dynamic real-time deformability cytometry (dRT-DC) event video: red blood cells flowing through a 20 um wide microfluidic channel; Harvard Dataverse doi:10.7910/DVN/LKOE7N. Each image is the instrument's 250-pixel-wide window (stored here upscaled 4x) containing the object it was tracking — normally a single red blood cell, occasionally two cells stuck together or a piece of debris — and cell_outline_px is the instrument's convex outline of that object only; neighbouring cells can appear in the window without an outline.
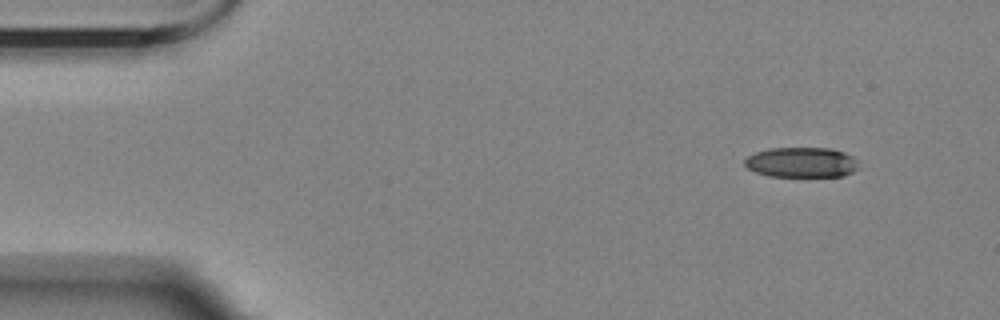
{"species": "Egyptian fruit bat (a non-hibernating species)", "species_latin": "Rousettus aegyptiacus", "temperature_condition": "room temperature", "stored_images_in_passage": 5, "camera_frame_rate_fps": 3000, "um_per_image_px": 0.085, "animal": {"sex": "female"}, "frame": {"image": 1, "passage_image": 1, "time_ms": 0.0, "image_size_px": [1000, 320], "cell_outline_px": [[856, 168], [852, 172], [844, 176], [768, 176], [756, 172], [748, 168], [744, 164], [744, 160], [748, 156], [756, 152], [768, 148], [832, 148], [844, 152], [852, 156], [856, 160]], "centroid_in_image_um": [68.1, 13.79], "position_along_channel_um": 16.9, "area_um2": 19.94}}
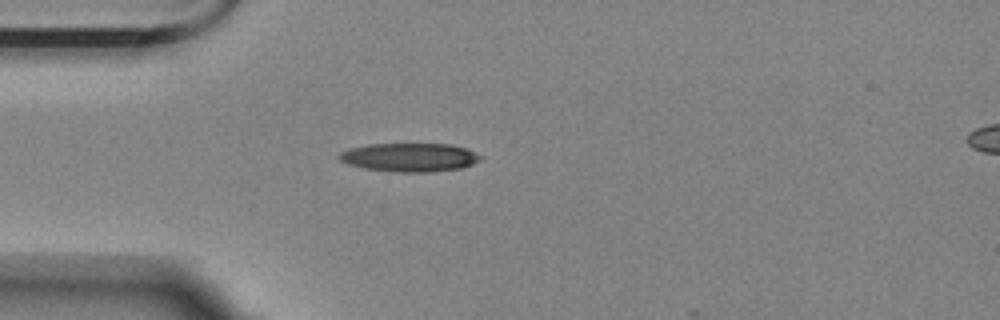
{"frame": {"image": 2, "passage_image": 4, "time_ms": 3.333, "image_size_px": [1000, 320], "cell_outline_px": [[484, 156], [480, 160], [472, 164], [460, 168], [428, 172], [400, 172], [364, 168], [348, 164], [340, 160], [336, 156], [340, 152], [348, 148], [368, 144], [452, 144], [468, 148]], "centroid_in_image_um": [34.83, 13.36], "position_along_channel_um": 50.2, "area_um2": 23.7}}